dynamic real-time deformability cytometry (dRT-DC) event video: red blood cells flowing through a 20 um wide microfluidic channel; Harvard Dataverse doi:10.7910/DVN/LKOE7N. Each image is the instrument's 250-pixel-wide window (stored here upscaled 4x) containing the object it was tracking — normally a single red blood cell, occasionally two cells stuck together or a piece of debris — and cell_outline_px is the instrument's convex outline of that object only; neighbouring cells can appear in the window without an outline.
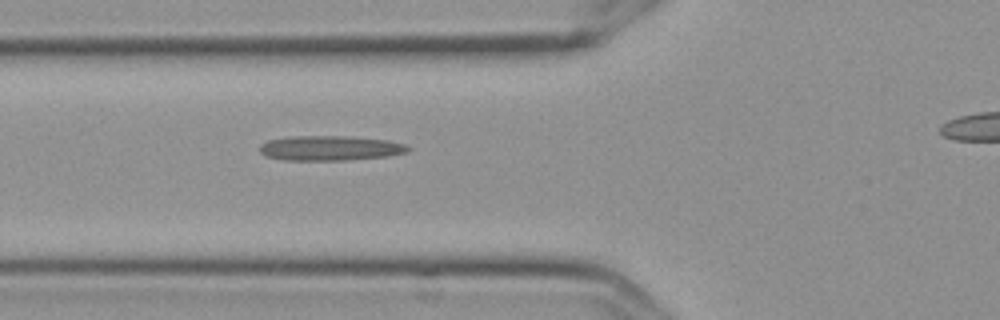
{"species": "Egyptian fruit bat (a non-hibernating species)", "species_latin": "Rousettus aegyptiacus", "temperature_condition": "cold", "stored_images_in_passage": 4, "segment_of_instrument_passage": [1, 2], "camera_frame_rate_fps": 3000, "um_per_image_px": 0.085, "frame": {"image": 1, "passage_image": 3, "time_ms": 0.667, "image_size_px": [1000, 320], "cell_outline_px": [[412, 148], [408, 152], [388, 156], [344, 160], [284, 160], [264, 156], [260, 152], [260, 144], [268, 140], [288, 136], [352, 136], [388, 140], [404, 144]], "centroid_in_image_um": [28.05, 12.58], "position_along_channel_um": 97.8, "area_um2": 21.68}}